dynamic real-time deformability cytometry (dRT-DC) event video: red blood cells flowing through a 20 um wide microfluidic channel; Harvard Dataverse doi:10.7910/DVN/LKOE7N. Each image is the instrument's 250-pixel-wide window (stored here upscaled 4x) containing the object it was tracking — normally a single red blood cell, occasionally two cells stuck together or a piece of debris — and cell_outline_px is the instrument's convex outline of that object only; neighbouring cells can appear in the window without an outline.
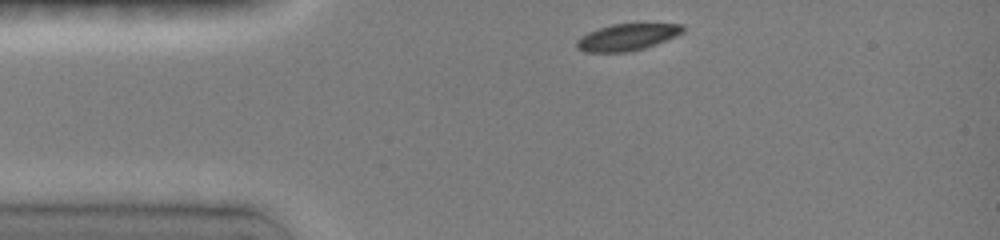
{"species": "common noctule bat (a hibernating species)", "species_latin": "Nyctalus noctula", "temperature_condition": "room temperature", "stored_images_in_passage": 14, "camera_frame_rate_fps": 3000, "um_per_image_px": 0.085, "animal": {"sex": "female", "body_mass_g": 19.0, "forearm_length_mm": 51.5}, "frame": {"image": 1, "passage_image": 1, "time_ms": 0.0, "image_size_px": [1000, 240], "cell_outline_px": [[684, 32], [676, 36], [640, 48], [624, 52], [584, 52], [576, 48], [576, 40], [580, 36], [588, 32], [612, 24], [684, 24]], "centroid_in_image_um": [53.24, 3.15], "position_along_channel_um": 31.8, "area_um2": 16.18}}
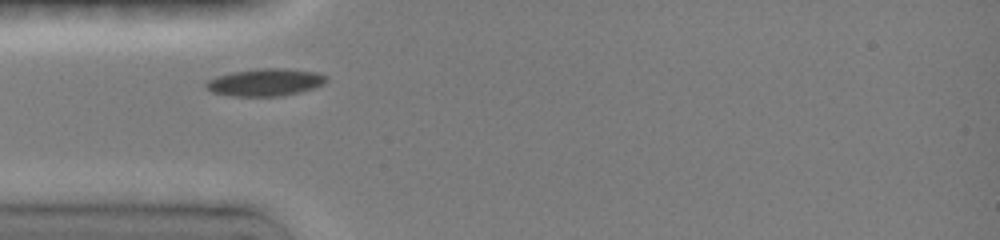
{"frame": {"image": 2, "passage_image": 5, "time_ms": 1.667, "image_size_px": [1000, 240], "cell_outline_px": [[324, 80], [320, 84], [312, 88], [280, 96], [232, 96], [212, 92], [204, 84], [208, 80], [216, 76], [232, 72], [260, 68], [284, 68], [316, 72], [324, 76]], "centroid_in_image_um": [22.46, 6.99], "position_along_channel_um": 62.5, "area_um2": 18.73}}
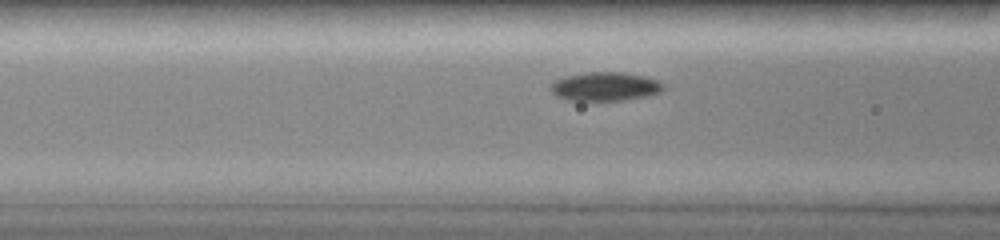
{"frame": {"image": 3, "passage_image": 9, "time_ms": 3.0, "image_size_px": [1000, 240], "cell_outline_px": [[664, 88], [660, 92], [644, 96], [624, 100], [568, 100], [556, 96], [552, 92], [552, 84], [556, 80], [564, 76], [584, 72], [624, 72], [644, 76], [656, 80]], "centroid_in_image_um": [51.4, 7.34], "position_along_channel_um": 115.2, "area_um2": 18.61}}